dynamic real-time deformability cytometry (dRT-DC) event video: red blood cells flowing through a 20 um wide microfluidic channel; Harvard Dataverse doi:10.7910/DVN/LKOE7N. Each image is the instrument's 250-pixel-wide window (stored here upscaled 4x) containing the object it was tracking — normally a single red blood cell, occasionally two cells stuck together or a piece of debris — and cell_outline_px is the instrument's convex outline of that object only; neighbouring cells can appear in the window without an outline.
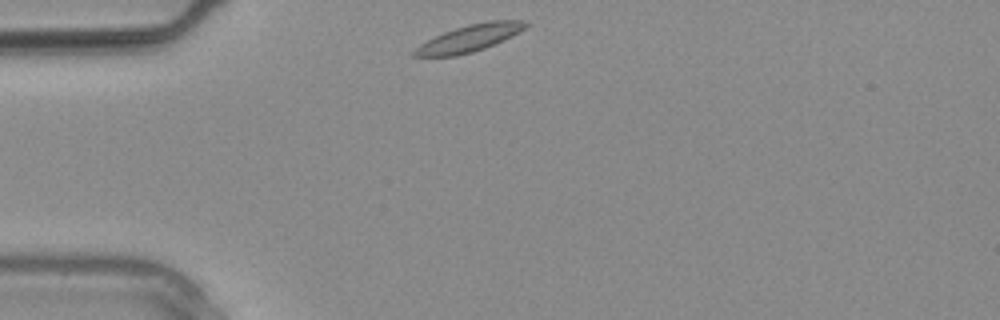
{"species": "common noctule bat (a hibernating species)", "species_latin": "Nyctalus noctula", "temperature_condition": "warm", "stored_images_in_passage": 2, "segment_of_instrument_passage": [2, 2], "camera_frame_rate_fps": 3000, "um_per_image_px": 0.085, "animal": {"sex": "male", "body_mass_g": 20.4}, "frame": {"image": 1, "passage_image": 2, "time_ms": 0.333, "image_size_px": [1000, 320], "cell_outline_px": [[532, 24], [512, 36], [504, 40], [484, 48], [472, 52], [456, 56], [412, 56], [412, 52], [420, 44], [444, 32], [468, 24], [488, 20], [524, 20]], "centroid_in_image_um": [39.96, 3.23], "position_along_channel_um": 45.0, "area_um2": 17.4}}